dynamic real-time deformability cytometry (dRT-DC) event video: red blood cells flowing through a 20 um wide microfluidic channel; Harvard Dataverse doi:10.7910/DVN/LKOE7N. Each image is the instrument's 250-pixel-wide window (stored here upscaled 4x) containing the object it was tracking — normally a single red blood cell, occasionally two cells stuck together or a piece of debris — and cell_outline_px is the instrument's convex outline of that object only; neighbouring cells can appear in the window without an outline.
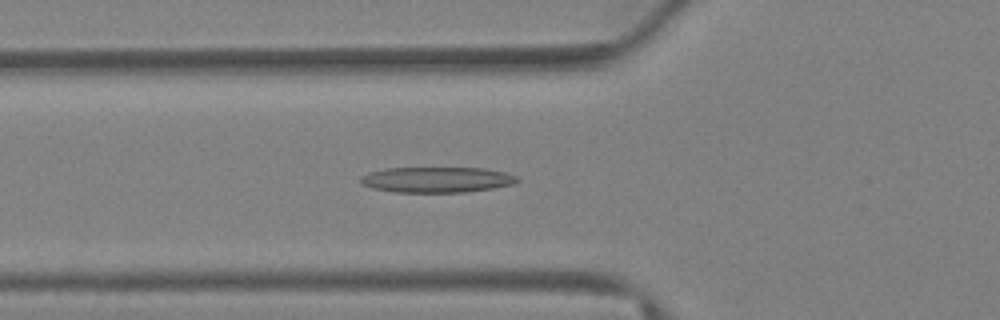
{"species": "Egyptian fruit bat (a non-hibernating species)", "species_latin": "Rousettus aegyptiacus", "temperature_condition": "warm", "stored_images_in_passage": 35, "camera_frame_rate_fps": 3000, "um_per_image_px": 0.085, "animal": {"sex": "female"}, "frame": {"image": 1, "passage_image": 14, "time_ms": 4.333, "image_size_px": [1000, 320], "cell_outline_px": [[520, 180], [512, 184], [492, 188], [464, 192], [392, 192], [372, 188], [364, 184], [360, 180], [360, 176], [368, 172], [384, 168], [484, 168], [504, 172], [520, 176]], "centroid_in_image_um": [37.12, 15.27], "position_along_channel_um": 88.7, "area_um2": 23.41}}
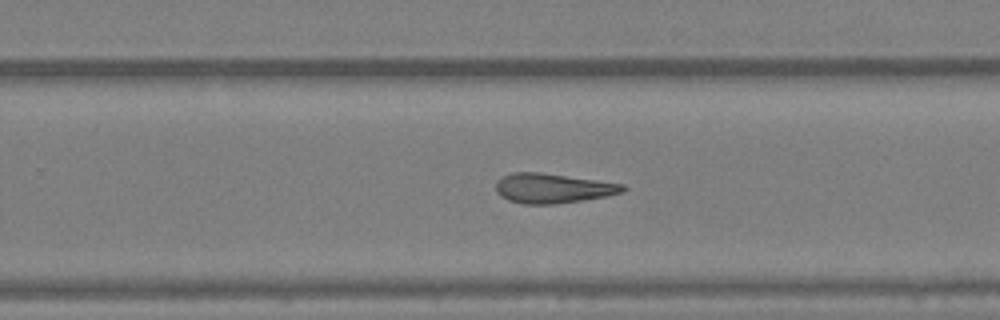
{"frame": {"image": 2, "passage_image": 25, "time_ms": 8.0, "image_size_px": [1000, 320], "cell_outline_px": [[628, 188], [624, 192], [584, 200], [556, 204], [524, 204], [508, 200], [500, 196], [496, 192], [496, 180], [500, 176], [512, 172], [540, 172], [624, 184]], "centroid_in_image_um": [46.95, 16.0], "position_along_channel_um": 282.9, "area_um2": 22.14}}
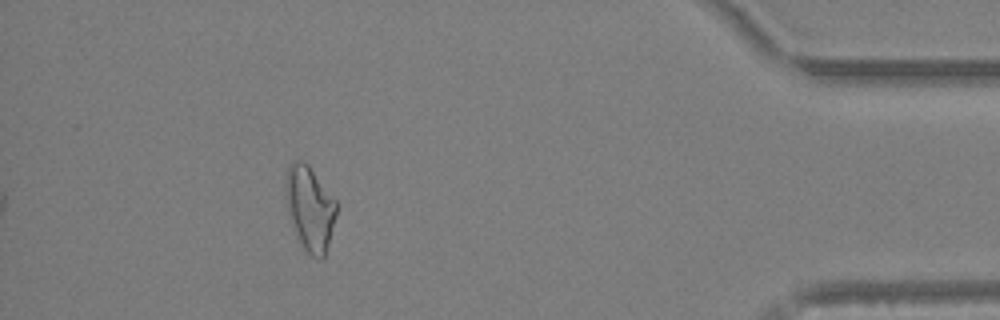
{"frame": {"image": 3, "passage_image": 35, "time_ms": 11.333, "image_size_px": [1000, 320], "cell_outline_px": [[336, 216], [324, 256], [312, 256], [304, 248], [296, 232], [288, 212], [284, 184], [288, 168], [296, 160], [304, 160], [308, 164], [336, 200]], "centroid_in_image_um": [26.33, 17.64], "position_along_channel_um": 408.9, "area_um2": 24.33}}